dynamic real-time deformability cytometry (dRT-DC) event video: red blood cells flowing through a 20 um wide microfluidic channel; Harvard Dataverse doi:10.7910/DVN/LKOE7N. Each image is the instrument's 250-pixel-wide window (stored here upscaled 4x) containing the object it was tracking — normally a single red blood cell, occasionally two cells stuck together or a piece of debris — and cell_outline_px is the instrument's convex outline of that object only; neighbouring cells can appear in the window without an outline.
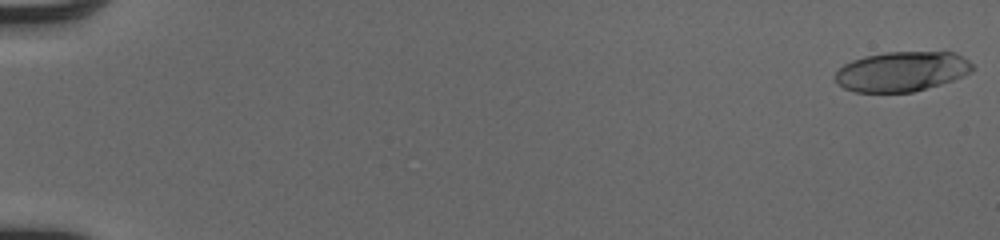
{"species": "human", "species_latin": "Homo sapiens", "temperature_condition": "cold", "stored_images_in_passage": 19, "segment_of_instrument_passage": [1, 2], "camera_frame_rate_fps": 3000, "um_per_image_px": 0.085, "donor": {"sex": "male"}, "frame": {"image": 1, "passage_image": 1, "time_ms": 0.0, "image_size_px": [1000, 240], "cell_outline_px": [[976, 68], [972, 72], [964, 76], [940, 84], [912, 92], [856, 92], [844, 88], [836, 84], [832, 76], [844, 64], [852, 60], [864, 56], [884, 52], [956, 52], [968, 60]], "centroid_in_image_um": [76.64, 6.07], "position_along_channel_um": 8.4, "area_um2": 32.19}}
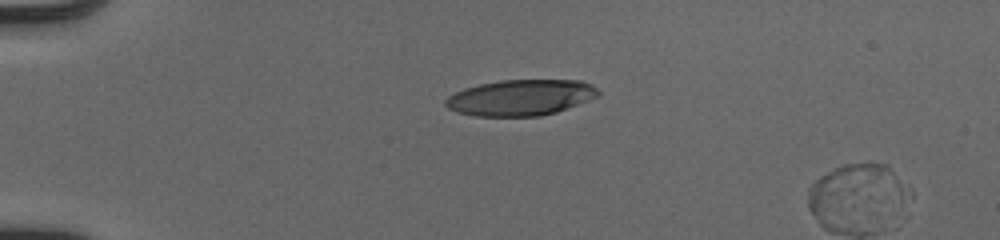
{"frame": {"image": 2, "passage_image": 14, "time_ms": 4.333, "image_size_px": [1000, 240], "cell_outline_px": [[600, 96], [556, 112], [540, 116], [476, 116], [456, 112], [448, 108], [444, 104], [444, 100], [448, 96], [464, 88], [480, 84], [500, 80], [580, 80], [592, 84], [600, 92]], "centroid_in_image_um": [44.25, 8.29], "position_along_channel_um": 40.7, "area_um2": 32.08}}